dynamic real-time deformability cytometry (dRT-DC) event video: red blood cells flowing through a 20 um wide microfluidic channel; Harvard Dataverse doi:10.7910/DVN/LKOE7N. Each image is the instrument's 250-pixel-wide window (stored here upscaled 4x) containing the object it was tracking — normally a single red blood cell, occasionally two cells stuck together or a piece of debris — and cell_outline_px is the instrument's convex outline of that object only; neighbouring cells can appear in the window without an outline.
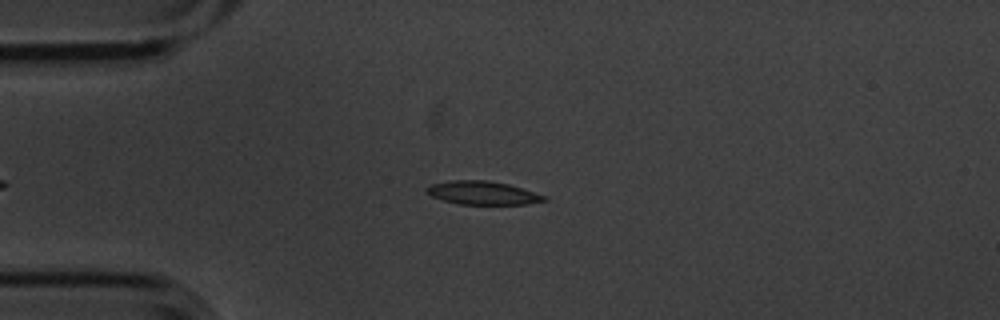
{"species": "common noctule bat (a hibernating species)", "species_latin": "Nyctalus noctula", "temperature_condition": "cold", "stored_images_in_passage": 15, "camera_frame_rate_fps": 3000, "um_per_image_px": 0.085, "animal": {"sex": "male", "body_mass_g": 20.1, "forearm_length_mm": 53.5}, "frame": {"image": 1, "passage_image": 4, "time_ms": 1.0, "image_size_px": [1000, 320], "cell_outline_px": [[548, 200], [528, 204], [460, 204], [444, 200], [432, 196], [424, 192], [424, 188], [432, 184], [452, 180], [488, 180], [508, 184], [544, 196]], "centroid_in_image_um": [40.97, 16.39], "position_along_channel_um": 44.0, "area_um2": 15.84}}
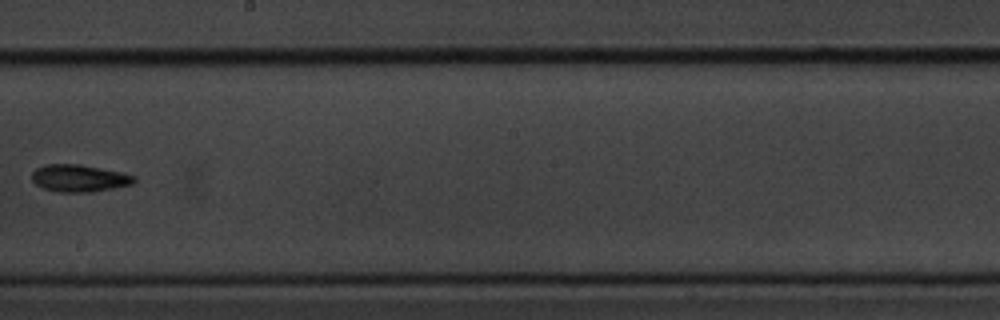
{"frame": {"image": 2, "passage_image": 9, "time_ms": 2.667, "image_size_px": [1000, 320], "cell_outline_px": [[136, 180], [132, 184], [92, 192], [56, 192], [44, 188], [36, 184], [32, 180], [32, 172], [36, 168], [44, 164], [80, 164], [120, 172], [136, 176]], "centroid_in_image_um": [6.71, 15.14], "position_along_channel_um": 241.5, "area_um2": 16.18}}
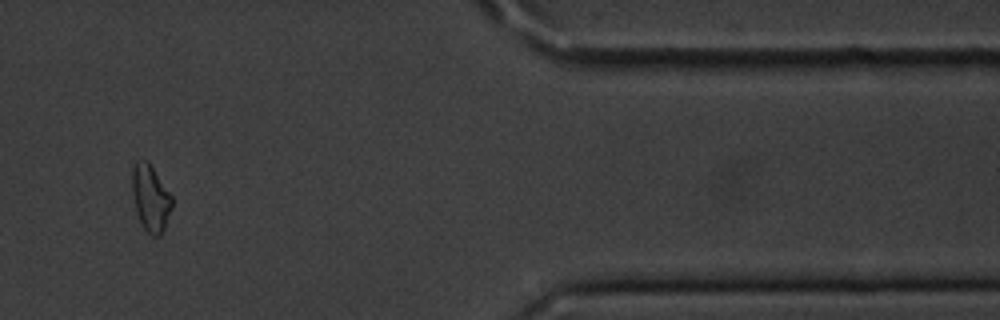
{"frame": {"image": 3, "passage_image": 13, "time_ms": 4.0, "image_size_px": [1000, 320], "cell_outline_px": [[172, 208], [164, 228], [160, 236], [152, 236], [144, 228], [136, 212], [132, 192], [132, 168], [136, 160], [148, 160], [172, 196]], "centroid_in_image_um": [12.79, 16.81], "position_along_channel_um": 398.6, "area_um2": 15.43}}